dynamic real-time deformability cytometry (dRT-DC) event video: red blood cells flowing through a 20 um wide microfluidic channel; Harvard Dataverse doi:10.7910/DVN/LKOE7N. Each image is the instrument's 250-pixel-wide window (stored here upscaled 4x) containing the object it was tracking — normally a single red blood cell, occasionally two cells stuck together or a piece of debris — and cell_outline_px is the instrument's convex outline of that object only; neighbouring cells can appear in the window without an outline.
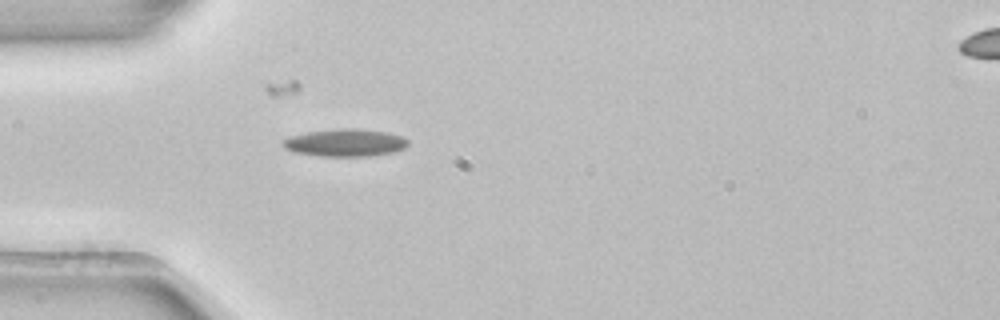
{"species": "common noctule bat (a hibernating species)", "species_latin": "Nyctalus noctula", "temperature_condition": "room temperature", "stored_images_in_passage": 2, "segment_of_instrument_passage": [1, 2], "camera_frame_rate_fps": 3000, "um_per_image_px": 0.085, "animal": {"sex": "female", "body_mass_g": 22.7, "forearm_length_mm": 54.2}, "frame": {"image": 1, "passage_image": 1, "time_ms": 0.0, "image_size_px": [1000, 320], "cell_outline_px": [[408, 144], [404, 148], [396, 152], [372, 156], [320, 156], [292, 152], [284, 148], [280, 144], [284, 140], [292, 136], [308, 132], [336, 128], [356, 128], [388, 132], [400, 136], [408, 140]], "centroid_in_image_um": [29.34, 12.13], "position_along_channel_um": 55.7, "area_um2": 20.23}}